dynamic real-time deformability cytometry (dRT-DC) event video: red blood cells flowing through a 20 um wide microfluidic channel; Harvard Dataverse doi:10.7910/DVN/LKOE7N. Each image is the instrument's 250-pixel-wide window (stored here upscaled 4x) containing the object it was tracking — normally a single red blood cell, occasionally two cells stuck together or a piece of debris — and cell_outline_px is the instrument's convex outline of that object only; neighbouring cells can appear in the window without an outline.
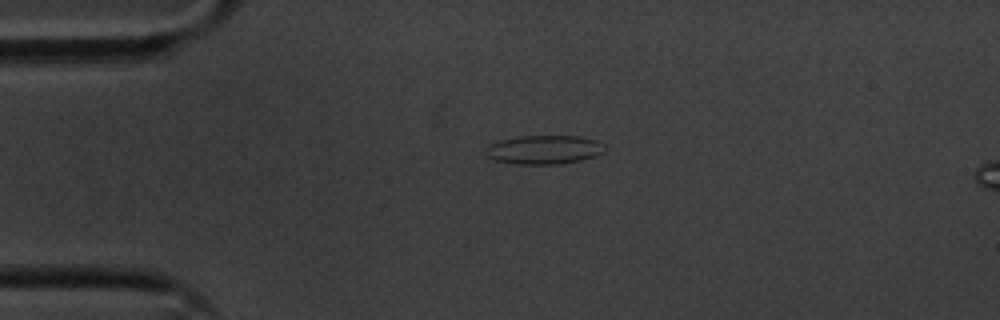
{"species": "common noctule bat (a hibernating species)", "species_latin": "Nyctalus noctula", "temperature_condition": "cold", "stored_images_in_passage": 3, "camera_frame_rate_fps": 3000, "um_per_image_px": 0.085, "animal": {"sex": "male", "body_mass_g": 20.1, "forearm_length_mm": 53.5}, "frame": {"image": 1, "passage_image": 1, "time_ms": 0.0, "image_size_px": [1000, 320], "cell_outline_px": [[604, 152], [596, 156], [580, 160], [560, 164], [516, 164], [496, 160], [488, 156], [488, 148], [492, 144], [500, 140], [524, 136], [580, 136], [596, 140], [604, 144]], "centroid_in_image_um": [46.32, 12.72], "position_along_channel_um": 38.7, "area_um2": 19.71}}
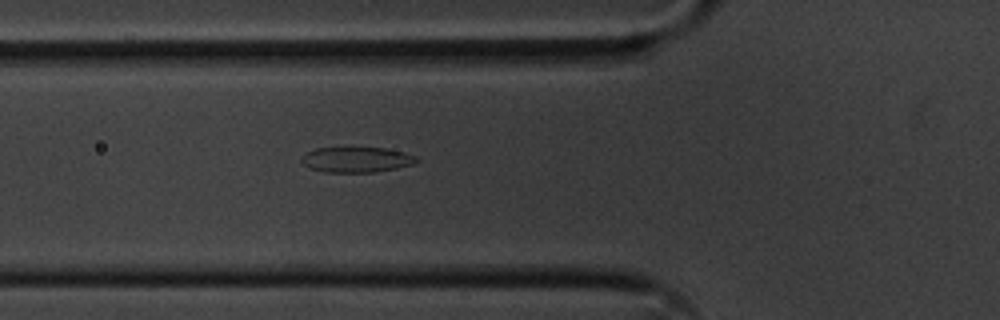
{"frame": {"image": 2, "passage_image": 3, "time_ms": 0.667, "image_size_px": [1000, 320], "cell_outline_px": [[420, 160], [412, 164], [396, 168], [372, 172], [324, 172], [312, 168], [304, 164], [300, 160], [308, 152], [316, 148], [348, 144], [384, 148], [404, 152], [416, 156]], "centroid_in_image_um": [30.3, 13.51], "position_along_channel_um": 95.5, "area_um2": 17.69}}